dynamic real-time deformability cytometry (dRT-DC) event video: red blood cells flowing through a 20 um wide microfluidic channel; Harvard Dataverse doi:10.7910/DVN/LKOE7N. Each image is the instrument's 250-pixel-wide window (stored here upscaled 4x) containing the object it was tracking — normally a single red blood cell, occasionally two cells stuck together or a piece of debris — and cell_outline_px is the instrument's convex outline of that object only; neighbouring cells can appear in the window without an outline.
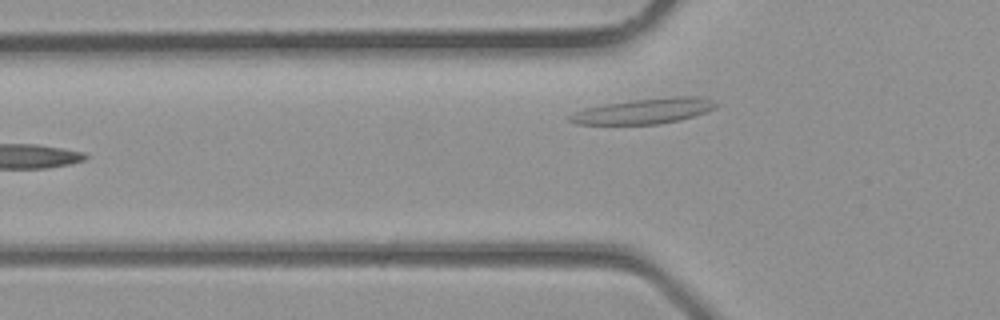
{"species": "common noctule bat (a hibernating species)", "species_latin": "Nyctalus noctula", "temperature_condition": "room temperature", "stored_images_in_passage": 5, "camera_frame_rate_fps": 3000, "um_per_image_px": 0.085, "animal": {"sex": "male", "body_mass_g": 23.1, "forearm_length_mm": 52.7}, "frame": {"image": 1, "passage_image": 5, "time_ms": 1.333, "image_size_px": [1000, 320], "cell_outline_px": [[720, 104], [716, 108], [680, 120], [660, 124], [576, 124], [568, 120], [568, 116], [584, 108], [604, 104], [632, 100], [668, 96], [696, 96], [712, 100]], "centroid_in_image_um": [54.76, 9.43], "position_along_channel_um": 71.0, "area_um2": 21.62}}